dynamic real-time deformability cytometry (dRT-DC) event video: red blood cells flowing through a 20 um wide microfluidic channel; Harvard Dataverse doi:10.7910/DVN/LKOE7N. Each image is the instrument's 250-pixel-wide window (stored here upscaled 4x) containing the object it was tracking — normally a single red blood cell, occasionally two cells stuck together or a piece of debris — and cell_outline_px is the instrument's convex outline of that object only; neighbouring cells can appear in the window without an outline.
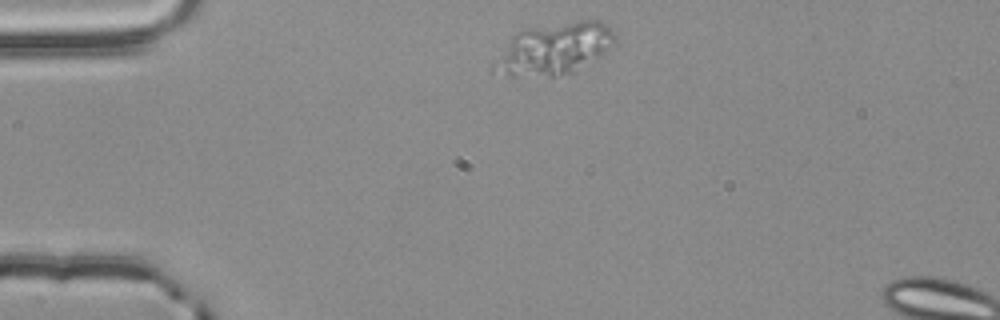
{"species": "common noctule bat (a hibernating species)", "species_latin": "Nyctalus noctula", "temperature_condition": "room temperature", "stored_images_in_passage": 6, "segment_of_instrument_passage": [1, 2], "camera_frame_rate_fps": 3000, "um_per_image_px": 0.085, "animal": {"sex": "male", "body_mass_g": 20.4}, "frame": {"image": 1, "passage_image": 1, "time_ms": 0.0, "image_size_px": [1000, 320], "cell_outline_px": [[616, 44], [604, 56], [572, 72], [552, 76], [508, 76], [492, 72], [492, 64], [512, 36], [516, 32], [528, 28], [580, 20], [600, 20], [608, 24], [616, 36]], "centroid_in_image_um": [47.15, 4.15], "position_along_channel_um": 37.8, "area_um2": 36.82}}